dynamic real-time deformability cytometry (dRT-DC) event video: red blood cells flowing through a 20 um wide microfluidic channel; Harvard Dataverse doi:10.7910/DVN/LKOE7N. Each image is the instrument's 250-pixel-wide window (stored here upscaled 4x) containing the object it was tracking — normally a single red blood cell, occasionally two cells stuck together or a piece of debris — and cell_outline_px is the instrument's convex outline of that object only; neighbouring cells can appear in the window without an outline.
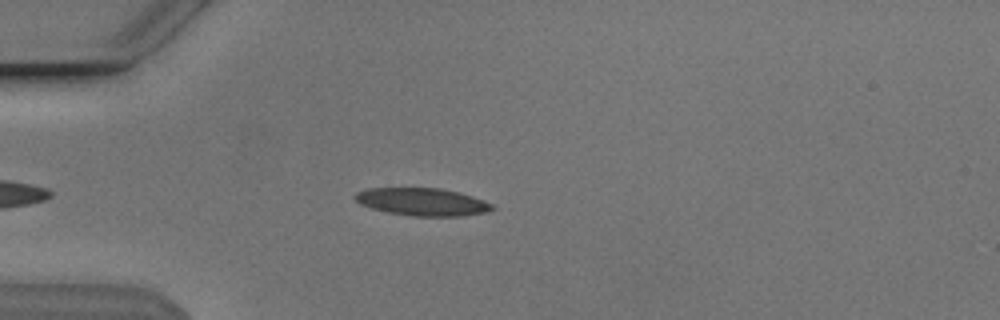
{"species": "Egyptian fruit bat (a non-hibernating species)", "species_latin": "Rousettus aegyptiacus", "temperature_condition": "cold", "stored_images_in_passage": 32, "camera_frame_rate_fps": 3000, "um_per_image_px": 0.085, "animal": {"sex": "male"}, "frame": {"image": 1, "passage_image": 2, "time_ms": 0.333, "image_size_px": [1000, 320], "cell_outline_px": [[496, 208], [484, 212], [460, 216], [412, 216], [388, 212], [372, 208], [360, 204], [352, 196], [356, 192], [368, 188], [440, 188], [472, 196], [492, 204]], "centroid_in_image_um": [35.85, 17.15], "position_along_channel_um": 49.1, "area_um2": 21.91}}
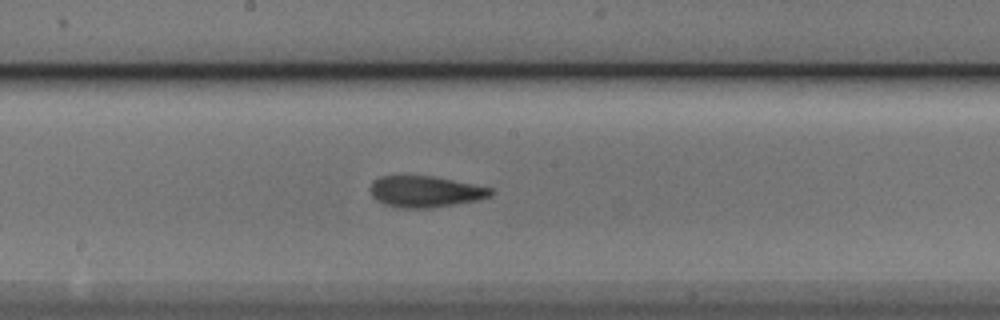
{"frame": {"image": 2, "passage_image": 16, "time_ms": 5.0, "image_size_px": [1000, 320], "cell_outline_px": [[496, 192], [492, 196], [476, 200], [432, 208], [396, 208], [384, 204], [376, 200], [372, 196], [372, 184], [380, 176], [432, 176], [492, 188]], "centroid_in_image_um": [36.18, 16.3], "position_along_channel_um": 212.0, "area_um2": 21.79}}
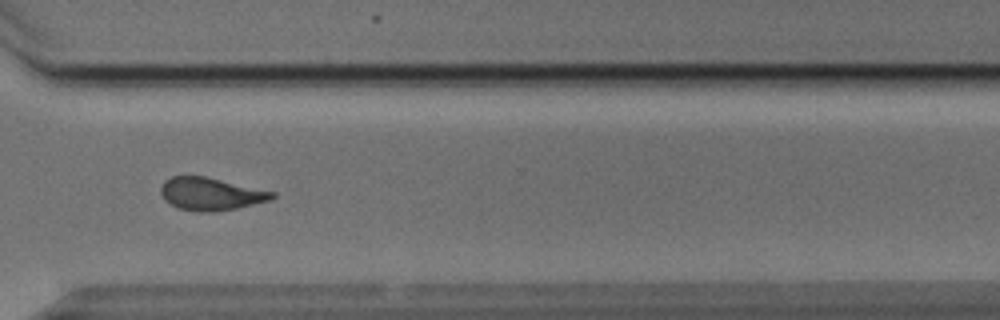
{"frame": {"image": 3, "passage_image": 27, "time_ms": 8.667, "image_size_px": [1000, 320], "cell_outline_px": [[276, 196], [272, 200], [236, 208], [216, 212], [196, 212], [180, 208], [164, 200], [160, 192], [160, 188], [164, 180], [172, 176], [208, 176], [276, 192]], "centroid_in_image_um": [17.94, 16.47], "position_along_channel_um": 352.7, "area_um2": 21.5}, "authors_computed_cell_mechanics": {"area_um2": 21.675, "velocity_mm_per_s": 3.8365, "shape_relaxation_time_tau1_ms": 3.8186, "shape_relaxation_time_tau2_ms": 1.8705, "deformation_change_tau1": 0.1492, "deformation_change_tau2": 0.0932}}